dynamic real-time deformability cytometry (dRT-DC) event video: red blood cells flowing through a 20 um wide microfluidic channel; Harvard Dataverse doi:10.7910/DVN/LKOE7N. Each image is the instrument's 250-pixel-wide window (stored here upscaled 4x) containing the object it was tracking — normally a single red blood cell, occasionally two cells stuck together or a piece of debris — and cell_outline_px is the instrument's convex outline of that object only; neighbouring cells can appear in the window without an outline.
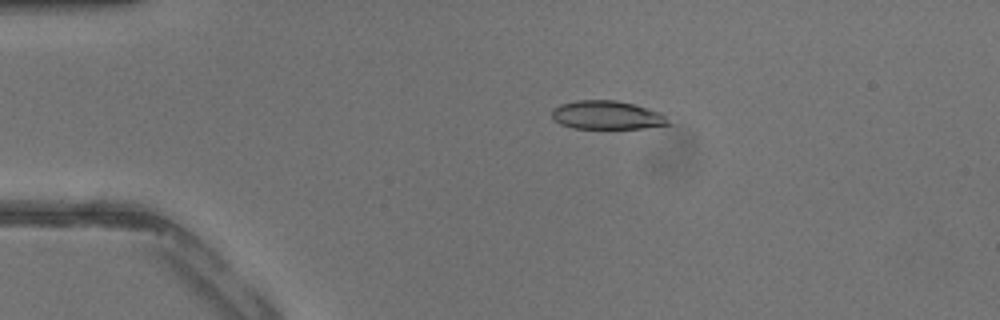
{"species": "common noctule bat (a hibernating species)", "species_latin": "Nyctalus noctula", "temperature_condition": "warm", "stored_images_in_passage": 41, "camera_frame_rate_fps": 3000, "um_per_image_px": 0.085, "animal": {"sex": "male", "body_mass_g": 13.3}, "frame": {"image": 1, "passage_image": 8, "time_ms": 2.333, "image_size_px": [1000, 320], "cell_outline_px": [[676, 124], [644, 128], [572, 128], [560, 124], [552, 120], [552, 108], [560, 104], [576, 100], [616, 100], [664, 112]], "centroid_in_image_um": [51.67, 9.79], "position_along_channel_um": 33.3, "area_um2": 19.88}}
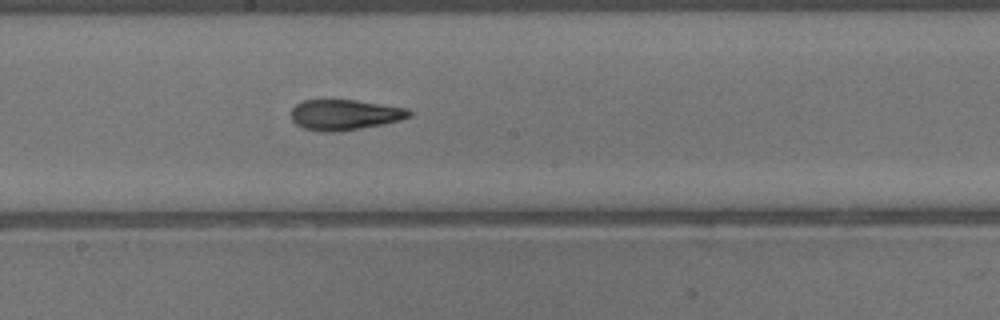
{"frame": {"image": 2, "passage_image": 22, "time_ms": 7.0, "image_size_px": [1000, 320], "cell_outline_px": [[412, 116], [400, 120], [384, 124], [360, 128], [332, 132], [324, 132], [304, 128], [296, 124], [292, 120], [292, 108], [296, 104], [304, 100], [356, 100], [408, 108], [412, 112]], "centroid_in_image_um": [29.33, 9.75], "position_along_channel_um": 218.9, "area_um2": 20.92}}
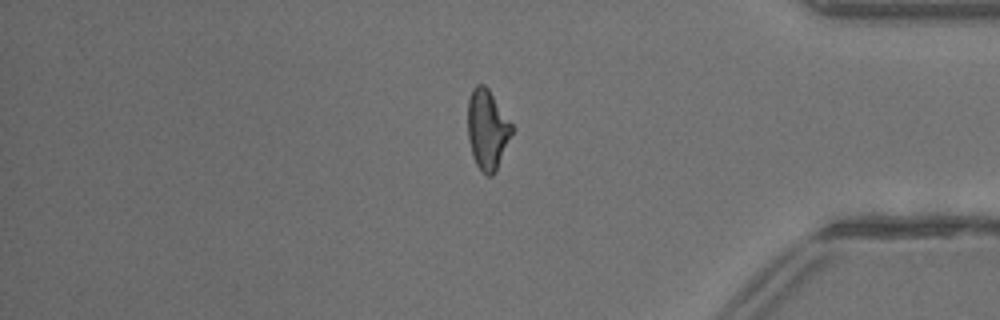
{"frame": {"image": 3, "passage_image": 34, "time_ms": 11.0, "image_size_px": [1000, 320], "cell_outline_px": [[516, 128], [496, 172], [492, 176], [488, 176], [476, 164], [472, 156], [468, 140], [468, 100], [472, 88], [476, 84], [484, 84], [488, 88]], "centroid_in_image_um": [41.46, 11.0], "position_along_channel_um": 393.7, "area_um2": 21.04}}